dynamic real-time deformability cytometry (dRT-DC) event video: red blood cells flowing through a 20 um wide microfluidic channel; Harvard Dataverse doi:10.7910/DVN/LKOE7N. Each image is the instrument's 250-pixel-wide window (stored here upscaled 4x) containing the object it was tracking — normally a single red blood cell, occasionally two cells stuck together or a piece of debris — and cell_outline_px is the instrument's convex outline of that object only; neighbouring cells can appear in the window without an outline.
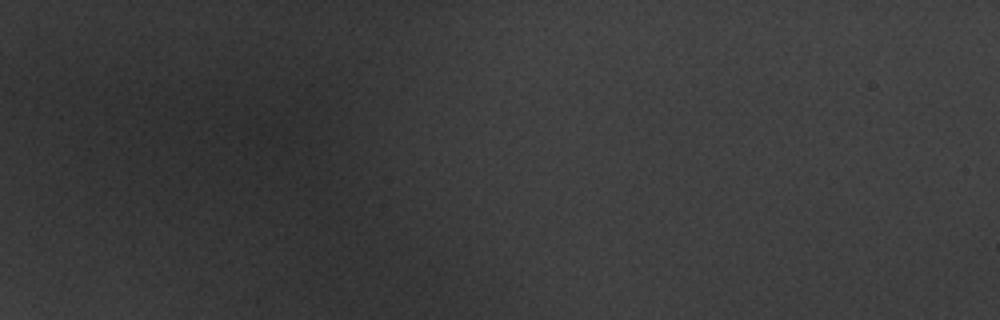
{"species": "common noctule bat (a hibernating species)", "species_latin": "Nyctalus noctula", "temperature_condition": "warm", "stored_images_in_passage": 2, "camera_frame_rate_fps": 3000, "um_per_image_px": 0.085, "animal": {"sex": "male", "body_mass_g": 20.1, "forearm_length_mm": 53.5}, "frame": {"image": 1, "passage_image": 1, "time_ms": 0.0, "image_size_px": [1000, 320], "cell_outline_px": [[332, 172], [320, 188], [308, 184], [264, 156], [248, 140], [264, 124], [300, 108], [308, 108]], "centroid_in_image_um": [25.04, 12.46], "position_along_channel_um": 60.0, "area_um2": 26.93}}